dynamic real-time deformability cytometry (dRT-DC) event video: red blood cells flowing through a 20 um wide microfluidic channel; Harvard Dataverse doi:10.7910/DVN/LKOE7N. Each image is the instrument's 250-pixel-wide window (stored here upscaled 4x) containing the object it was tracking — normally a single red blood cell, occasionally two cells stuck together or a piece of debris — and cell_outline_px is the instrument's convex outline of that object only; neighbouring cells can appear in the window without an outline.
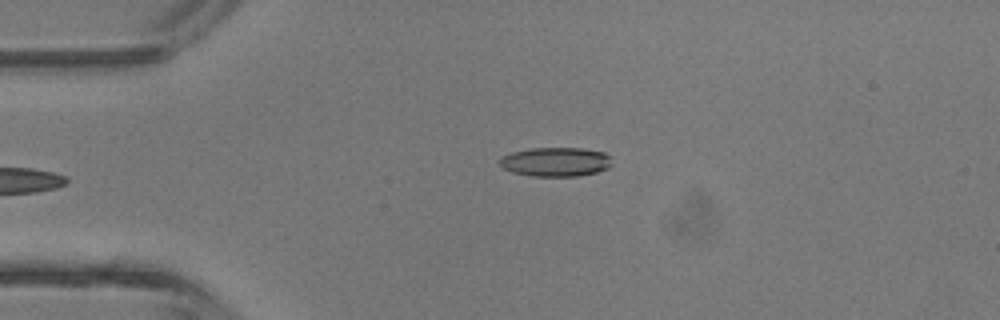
{"species": "common noctule bat (a hibernating species)", "species_latin": "Nyctalus noctula", "temperature_condition": "room temperature", "stored_images_in_passage": 4, "camera_frame_rate_fps": 3000, "um_per_image_px": 0.085, "animal": {"sex": "male", "body_mass_g": 13.3}, "frame": {"image": 1, "passage_image": 4, "time_ms": 4.333, "image_size_px": [1000, 320], "cell_outline_px": [[612, 164], [608, 168], [596, 172], [576, 176], [532, 176], [512, 172], [504, 168], [500, 164], [500, 160], [504, 156], [512, 152], [532, 148], [580, 148], [604, 152], [612, 156]], "centroid_in_image_um": [47.28, 13.75], "position_along_channel_um": 37.7, "area_um2": 19.02}}